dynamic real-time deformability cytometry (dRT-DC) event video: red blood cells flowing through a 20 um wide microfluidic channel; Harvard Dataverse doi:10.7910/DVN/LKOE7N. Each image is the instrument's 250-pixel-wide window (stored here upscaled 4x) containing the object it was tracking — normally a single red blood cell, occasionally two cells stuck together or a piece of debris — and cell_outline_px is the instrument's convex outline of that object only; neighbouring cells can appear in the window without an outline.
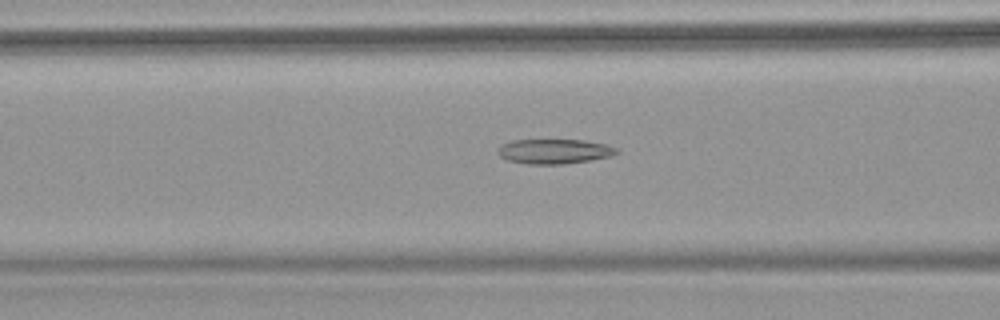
{"species": "common noctule bat (a hibernating species)", "species_latin": "Nyctalus noctula", "temperature_condition": "warm", "stored_images_in_passage": 70, "camera_frame_rate_fps": 3000, "um_per_image_px": 0.085, "animal": {"sex": "female", "body_mass_g": 18.4}, "frame": {"image": 1, "passage_image": 30, "time_ms": 9.667, "image_size_px": [1000, 320], "cell_outline_px": [[620, 152], [608, 156], [588, 160], [564, 164], [528, 164], [508, 160], [500, 156], [496, 152], [496, 148], [500, 144], [512, 140], [584, 140], [604, 144], [616, 148]], "centroid_in_image_um": [47.03, 12.86], "position_along_channel_um": 119.6, "area_um2": 17.05}}
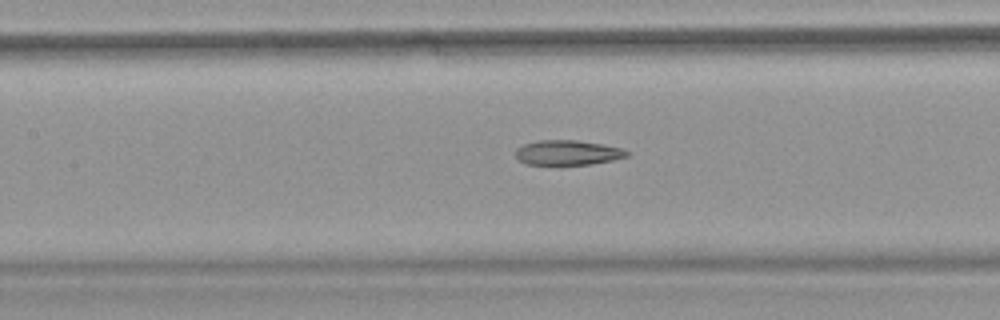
{"frame": {"image": 2, "passage_image": 34, "time_ms": 11.0, "image_size_px": [1000, 320], "cell_outline_px": [[632, 152], [628, 156], [612, 160], [592, 164], [560, 168], [556, 168], [524, 164], [516, 156], [516, 148], [524, 144], [536, 140], [576, 140], [604, 144], [624, 148]], "centroid_in_image_um": [48.25, 13.03], "position_along_channel_um": 159.2, "area_um2": 17.28}}
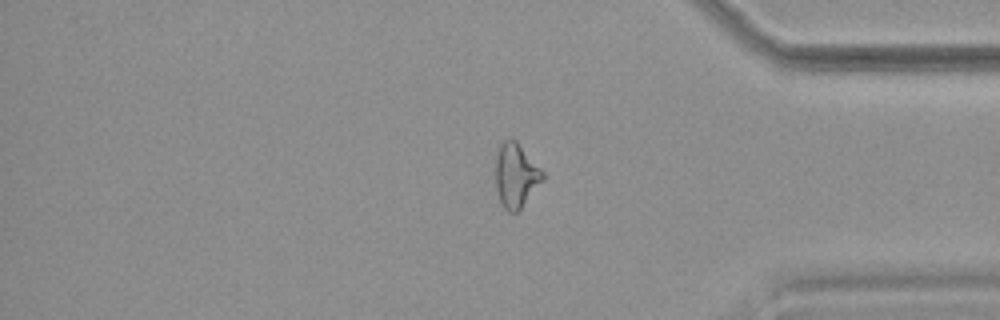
{"frame": {"image": 3, "passage_image": 59, "time_ms": 19.333, "image_size_px": [1000, 320], "cell_outline_px": [[544, 180], [520, 208], [516, 212], [508, 212], [504, 208], [500, 200], [496, 188], [496, 156], [500, 144], [508, 136], [512, 136], [516, 140], [544, 172]], "centroid_in_image_um": [43.85, 14.86], "position_along_channel_um": 391.4, "area_um2": 17.63}}